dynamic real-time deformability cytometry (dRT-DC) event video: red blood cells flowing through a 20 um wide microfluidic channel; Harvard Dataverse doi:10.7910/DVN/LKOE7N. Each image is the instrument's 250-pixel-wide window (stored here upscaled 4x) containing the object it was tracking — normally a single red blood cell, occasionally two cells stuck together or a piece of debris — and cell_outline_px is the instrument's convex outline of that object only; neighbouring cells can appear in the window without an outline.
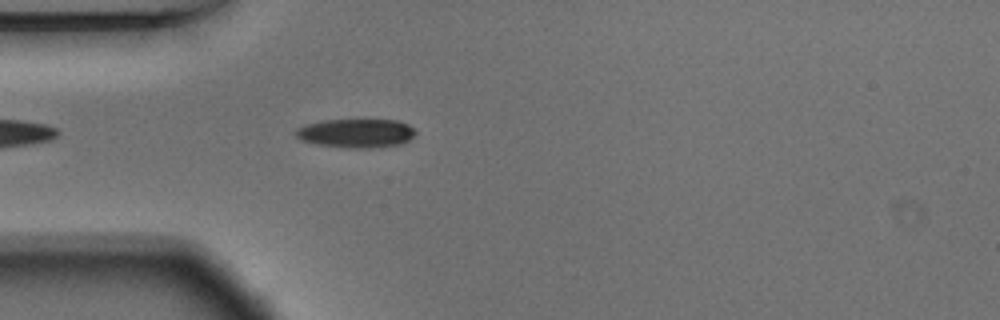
{"species": "Egyptian fruit bat (a non-hibernating species)", "species_latin": "Rousettus aegyptiacus", "temperature_condition": "warm", "stored_images_in_passage": 18, "camera_frame_rate_fps": 3000, "um_per_image_px": 0.085, "animal": {"sex": "male"}, "frame": {"image": 1, "passage_image": 5, "time_ms": 1.333, "image_size_px": [1000, 320], "cell_outline_px": [[416, 132], [408, 140], [400, 144], [368, 148], [352, 148], [320, 144], [300, 140], [296, 136], [296, 128], [304, 124], [324, 120], [396, 120], [408, 124]], "centroid_in_image_um": [30.24, 11.31], "position_along_channel_um": 54.8, "area_um2": 19.88}}
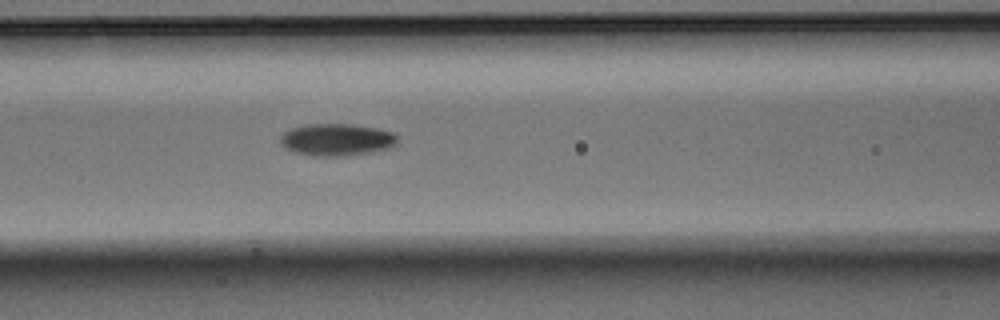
{"frame": {"image": 2, "passage_image": 12, "time_ms": 3.667, "image_size_px": [1000, 320], "cell_outline_px": [[396, 140], [388, 148], [348, 156], [316, 156], [296, 152], [280, 144], [280, 136], [288, 128], [304, 124], [352, 124], [376, 128], [392, 132], [396, 136]], "centroid_in_image_um": [28.55, 11.86], "position_along_channel_um": 138.0, "area_um2": 21.73}}
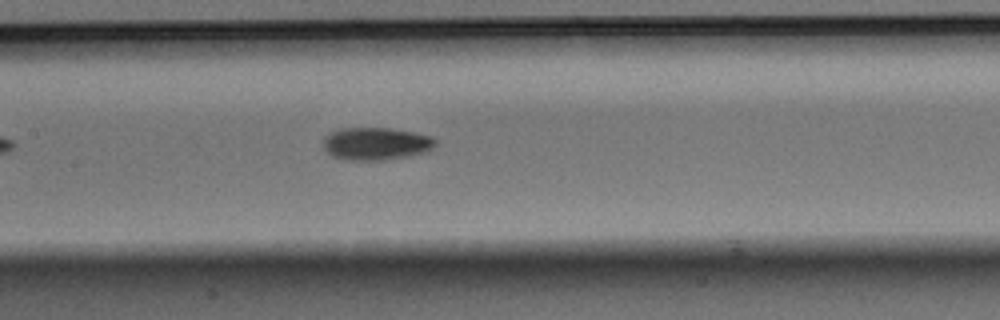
{"frame": {"image": 3, "passage_image": 15, "time_ms": 4.667, "image_size_px": [1000, 320], "cell_outline_px": [[436, 144], [432, 148], [424, 152], [408, 156], [384, 160], [348, 160], [332, 156], [324, 148], [324, 136], [328, 132], [340, 128], [388, 128], [412, 132], [432, 136], [436, 140]], "centroid_in_image_um": [31.93, 12.21], "position_along_channel_um": 175.5, "area_um2": 21.33}}